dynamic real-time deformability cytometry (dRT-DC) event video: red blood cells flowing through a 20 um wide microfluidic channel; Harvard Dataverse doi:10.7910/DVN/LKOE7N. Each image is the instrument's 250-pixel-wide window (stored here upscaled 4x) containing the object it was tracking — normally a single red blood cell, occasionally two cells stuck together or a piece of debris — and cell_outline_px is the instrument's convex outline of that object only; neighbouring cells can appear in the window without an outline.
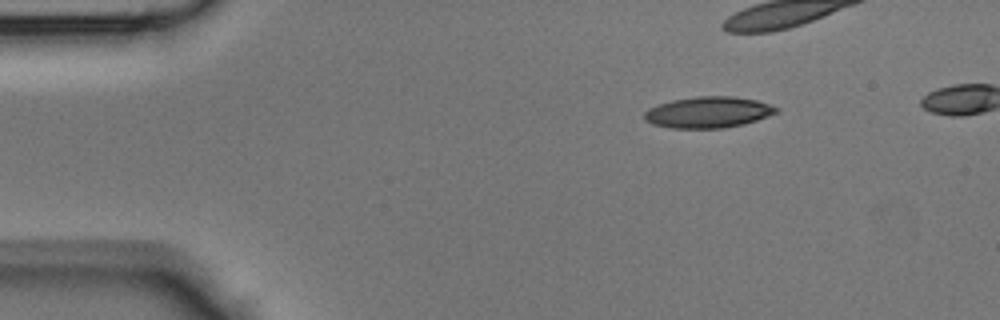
{"species": "Egyptian fruit bat (a non-hibernating species)", "species_latin": "Rousettus aegyptiacus", "temperature_condition": "room temperature", "stored_images_in_passage": 29, "camera_frame_rate_fps": 3000, "um_per_image_px": 0.085, "animal": {"sex": "male"}, "frame": {"image": 1, "passage_image": 1, "time_ms": 0.0, "image_size_px": [1000, 320], "cell_outline_px": [[780, 108], [776, 112], [768, 116], [744, 124], [724, 128], [672, 128], [652, 124], [644, 120], [644, 112], [648, 108], [656, 104], [672, 100], [696, 96], [732, 96], [756, 100]], "centroid_in_image_um": [60.16, 9.54], "position_along_channel_um": 24.8, "area_um2": 24.04}}
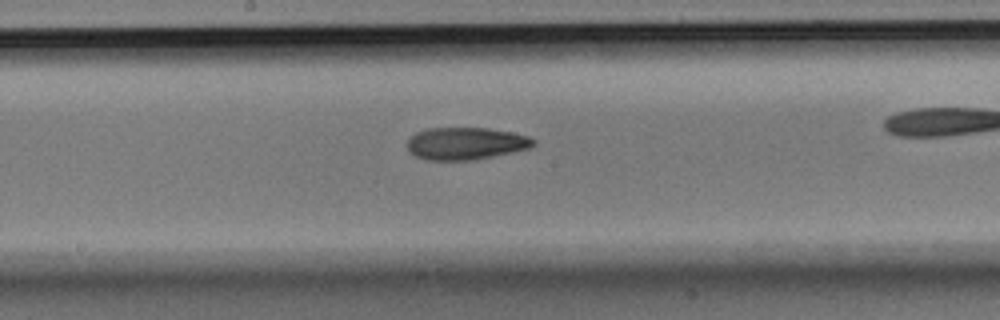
{"frame": {"image": 2, "passage_image": 17, "time_ms": 5.333, "image_size_px": [1000, 320], "cell_outline_px": [[536, 144], [532, 148], [472, 160], [424, 160], [408, 152], [408, 140], [416, 132], [428, 128], [488, 128], [512, 132], [528, 136], [536, 140]], "centroid_in_image_um": [39.6, 12.19], "position_along_channel_um": 208.6, "area_um2": 23.87}}
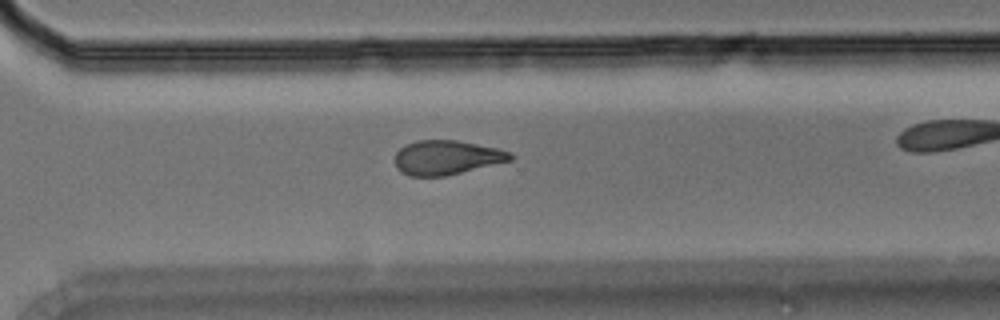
{"frame": {"image": 3, "passage_image": 25, "time_ms": 8.0, "image_size_px": [1000, 320], "cell_outline_px": [[516, 156], [512, 160], [444, 176], [408, 176], [400, 172], [396, 168], [396, 152], [400, 148], [416, 140], [456, 140], [496, 148], [512, 152]], "centroid_in_image_um": [37.96, 13.39], "position_along_channel_um": 332.6, "area_um2": 23.0}}